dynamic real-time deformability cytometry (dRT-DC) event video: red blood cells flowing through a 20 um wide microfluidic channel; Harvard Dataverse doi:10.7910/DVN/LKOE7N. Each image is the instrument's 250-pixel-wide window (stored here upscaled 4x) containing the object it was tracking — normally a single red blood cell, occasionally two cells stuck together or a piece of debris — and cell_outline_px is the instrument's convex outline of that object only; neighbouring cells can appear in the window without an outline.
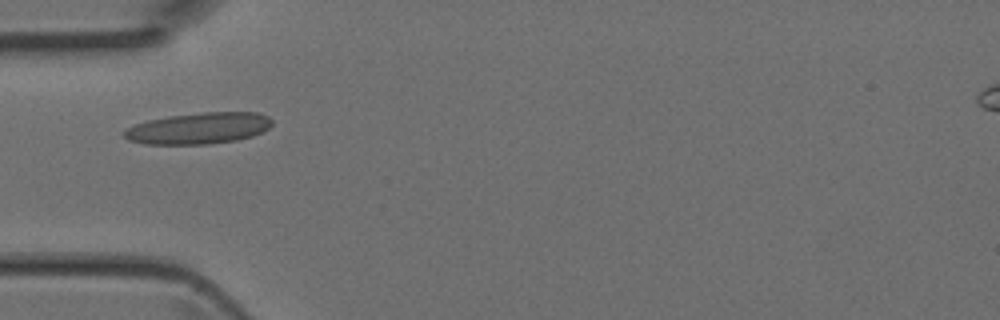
{"species": "Egyptian fruit bat (a non-hibernating species)", "species_latin": "Rousettus aegyptiacus", "temperature_condition": "room temperature", "stored_images_in_passage": 5, "camera_frame_rate_fps": 3000, "um_per_image_px": 0.085, "animal": {"sex": "female"}, "frame": {"image": 1, "passage_image": 4, "time_ms": 1.0, "image_size_px": [1000, 320], "cell_outline_px": [[272, 124], [268, 128], [252, 136], [236, 140], [208, 144], [144, 144], [128, 140], [120, 132], [136, 124], [148, 120], [168, 116], [204, 112], [260, 112], [268, 116], [272, 120]], "centroid_in_image_um": [16.88, 10.9], "position_along_channel_um": 68.1, "area_um2": 27.05}}
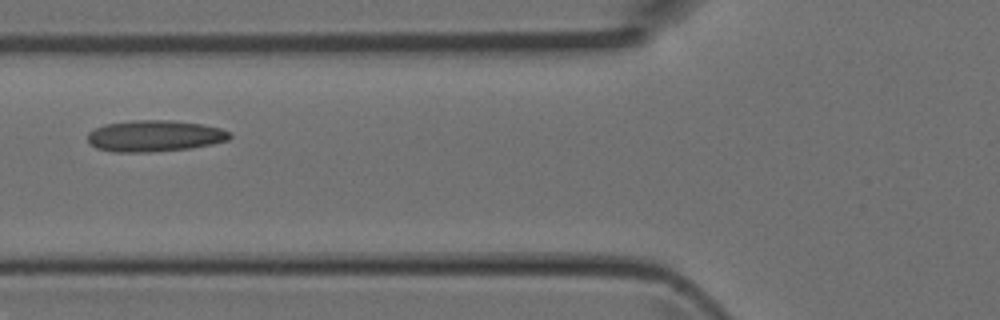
{"frame": {"image": 2, "passage_image": 5, "time_ms": 1.333, "image_size_px": [1000, 320], "cell_outline_px": [[232, 136], [228, 140], [212, 144], [188, 148], [152, 152], [112, 152], [96, 148], [88, 144], [88, 132], [104, 124], [132, 120], [172, 120], [200, 124], [220, 128], [232, 132]], "centroid_in_image_um": [13.12, 11.55], "position_along_channel_um": 112.7, "area_um2": 26.13}}